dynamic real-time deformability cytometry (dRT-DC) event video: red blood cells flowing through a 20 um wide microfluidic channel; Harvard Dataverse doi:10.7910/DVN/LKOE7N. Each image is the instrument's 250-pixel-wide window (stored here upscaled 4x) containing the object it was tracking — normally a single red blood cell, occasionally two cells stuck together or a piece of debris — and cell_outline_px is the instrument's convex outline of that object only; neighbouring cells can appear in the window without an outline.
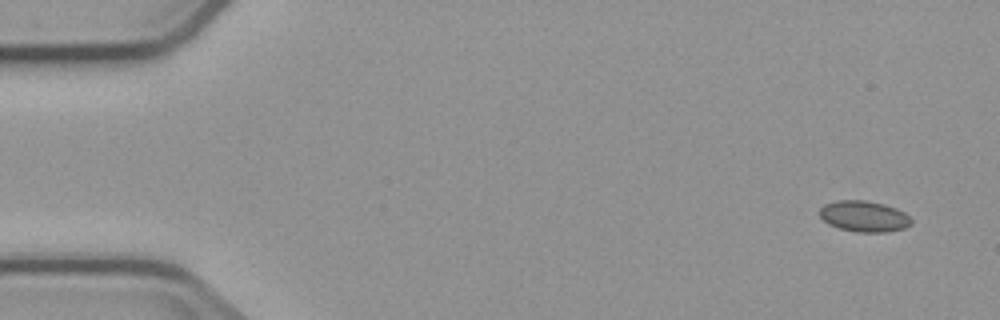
{"species": "common noctule bat (a hibernating species)", "species_latin": "Nyctalus noctula", "temperature_condition": "cold", "stored_images_in_passage": 4, "camera_frame_rate_fps": 3000, "um_per_image_px": 0.085, "animal": {"sex": "male", "body_mass_g": 23.1, "forearm_length_mm": 52.7}, "frame": {"image": 1, "passage_image": 1, "time_ms": 0.0, "image_size_px": [1000, 320], "cell_outline_px": [[912, 224], [904, 228], [884, 232], [856, 232], [840, 228], [828, 224], [820, 216], [820, 208], [824, 204], [836, 200], [864, 200], [884, 204], [896, 208], [904, 212], [912, 220]], "centroid_in_image_um": [73.44, 18.38], "position_along_channel_um": 11.6, "area_um2": 16.53}}